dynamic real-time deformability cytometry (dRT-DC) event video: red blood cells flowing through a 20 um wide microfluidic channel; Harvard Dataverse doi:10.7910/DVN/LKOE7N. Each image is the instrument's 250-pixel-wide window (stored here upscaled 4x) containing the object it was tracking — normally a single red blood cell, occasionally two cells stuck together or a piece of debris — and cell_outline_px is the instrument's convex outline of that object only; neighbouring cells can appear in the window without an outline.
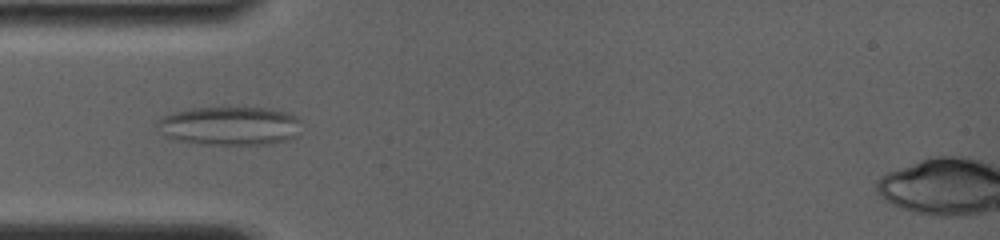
{"species": "common noctule bat (a hibernating species)", "species_latin": "Nyctalus noctula", "temperature_condition": "room temperature", "stored_images_in_passage": 4, "camera_frame_rate_fps": 4000, "um_per_image_px": 0.085, "animal": {"sex": "female", "body_mass_g": 19.0, "forearm_length_mm": 56.7}, "frame": {"image": 1, "passage_image": 3, "time_ms": 1.25, "image_size_px": [1000, 240], "cell_outline_px": [[296, 120], [292, 136], [284, 140], [272, 144], [196, 144], [176, 140], [168, 136], [156, 124], [164, 116], [176, 112], [196, 108], [264, 108], [284, 112], [292, 116]], "centroid_in_image_um": [19.43, 10.71], "position_along_channel_um": 65.6, "area_um2": 31.15}}